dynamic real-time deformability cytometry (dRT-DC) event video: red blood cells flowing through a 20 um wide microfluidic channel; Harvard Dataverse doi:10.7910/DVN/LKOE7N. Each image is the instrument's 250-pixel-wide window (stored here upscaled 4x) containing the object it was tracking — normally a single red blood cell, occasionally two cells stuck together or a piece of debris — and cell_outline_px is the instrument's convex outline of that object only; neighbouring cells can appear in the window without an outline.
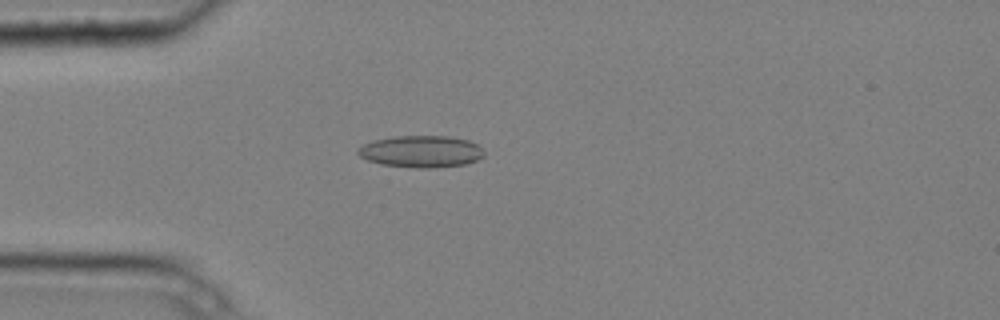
{"species": "common noctule bat (a hibernating species)", "species_latin": "Nyctalus noctula", "temperature_condition": "cold", "stored_images_in_passage": 1, "camera_frame_rate_fps": 3000, "um_per_image_px": 0.085, "animal": {"sex": "male", "body_mass_g": 20.4}, "frame": {"image": 1, "passage_image": 1, "time_ms": 0.0, "image_size_px": [1000, 320], "cell_outline_px": [[484, 156], [476, 160], [464, 164], [428, 168], [416, 168], [380, 164], [368, 160], [360, 156], [356, 152], [364, 144], [372, 140], [396, 136], [448, 136], [468, 140], [476, 144], [484, 152]], "centroid_in_image_um": [35.78, 12.87], "position_along_channel_um": 49.2, "area_um2": 23.24}}